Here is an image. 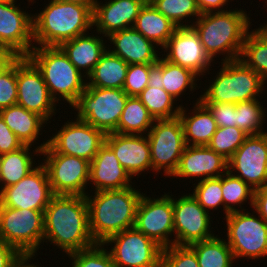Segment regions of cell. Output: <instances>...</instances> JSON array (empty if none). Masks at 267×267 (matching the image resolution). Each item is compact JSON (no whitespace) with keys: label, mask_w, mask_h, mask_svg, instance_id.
I'll return each instance as SVG.
<instances>
[{"label":"cell","mask_w":267,"mask_h":267,"mask_svg":"<svg viewBox=\"0 0 267 267\" xmlns=\"http://www.w3.org/2000/svg\"><path fill=\"white\" fill-rule=\"evenodd\" d=\"M64 252V256L90 248L96 243L89 227L85 196L53 195L44 211L43 245Z\"/></svg>","instance_id":"1"},{"label":"cell","mask_w":267,"mask_h":267,"mask_svg":"<svg viewBox=\"0 0 267 267\" xmlns=\"http://www.w3.org/2000/svg\"><path fill=\"white\" fill-rule=\"evenodd\" d=\"M250 16L245 8L236 7L201 14L191 27L199 35L208 56L216 62L214 58L224 55L221 62H226L240 58L246 36L254 25Z\"/></svg>","instance_id":"2"},{"label":"cell","mask_w":267,"mask_h":267,"mask_svg":"<svg viewBox=\"0 0 267 267\" xmlns=\"http://www.w3.org/2000/svg\"><path fill=\"white\" fill-rule=\"evenodd\" d=\"M140 190L133 185L86 194L89 227L95 243H104L112 235L134 227L137 207L143 195Z\"/></svg>","instance_id":"3"},{"label":"cell","mask_w":267,"mask_h":267,"mask_svg":"<svg viewBox=\"0 0 267 267\" xmlns=\"http://www.w3.org/2000/svg\"><path fill=\"white\" fill-rule=\"evenodd\" d=\"M32 14L34 46H60L63 42L91 32L94 6L48 0Z\"/></svg>","instance_id":"4"},{"label":"cell","mask_w":267,"mask_h":267,"mask_svg":"<svg viewBox=\"0 0 267 267\" xmlns=\"http://www.w3.org/2000/svg\"><path fill=\"white\" fill-rule=\"evenodd\" d=\"M27 57L41 71L50 95L59 107L64 103L67 109L72 107L86 89L87 77L73 65L63 50L59 46H34Z\"/></svg>","instance_id":"5"},{"label":"cell","mask_w":267,"mask_h":267,"mask_svg":"<svg viewBox=\"0 0 267 267\" xmlns=\"http://www.w3.org/2000/svg\"><path fill=\"white\" fill-rule=\"evenodd\" d=\"M221 64V66H220ZM220 67V68H219ZM213 79H208L200 95L202 103H240L252 99H261L267 85L262 77L248 67L241 59L220 62ZM264 91V92H263ZM261 97V98H260Z\"/></svg>","instance_id":"6"},{"label":"cell","mask_w":267,"mask_h":267,"mask_svg":"<svg viewBox=\"0 0 267 267\" xmlns=\"http://www.w3.org/2000/svg\"><path fill=\"white\" fill-rule=\"evenodd\" d=\"M249 210L230 212L224 218L226 226L223 224L222 229H226L225 240L235 260L257 262L267 256V222L255 210Z\"/></svg>","instance_id":"7"},{"label":"cell","mask_w":267,"mask_h":267,"mask_svg":"<svg viewBox=\"0 0 267 267\" xmlns=\"http://www.w3.org/2000/svg\"><path fill=\"white\" fill-rule=\"evenodd\" d=\"M128 97L123 89L86 87L69 113L74 114L72 112L75 110L74 116L78 120L105 134L112 133L118 127Z\"/></svg>","instance_id":"8"},{"label":"cell","mask_w":267,"mask_h":267,"mask_svg":"<svg viewBox=\"0 0 267 267\" xmlns=\"http://www.w3.org/2000/svg\"><path fill=\"white\" fill-rule=\"evenodd\" d=\"M0 239L21 254L37 255L43 249L44 211L0 205Z\"/></svg>","instance_id":"9"},{"label":"cell","mask_w":267,"mask_h":267,"mask_svg":"<svg viewBox=\"0 0 267 267\" xmlns=\"http://www.w3.org/2000/svg\"><path fill=\"white\" fill-rule=\"evenodd\" d=\"M150 145L152 173L171 178L186 148L184 129L179 117L155 120L146 134Z\"/></svg>","instance_id":"10"},{"label":"cell","mask_w":267,"mask_h":267,"mask_svg":"<svg viewBox=\"0 0 267 267\" xmlns=\"http://www.w3.org/2000/svg\"><path fill=\"white\" fill-rule=\"evenodd\" d=\"M75 119L67 120L52 136L41 154H66L80 157L91 162L105 143L106 134L92 125Z\"/></svg>","instance_id":"11"},{"label":"cell","mask_w":267,"mask_h":267,"mask_svg":"<svg viewBox=\"0 0 267 267\" xmlns=\"http://www.w3.org/2000/svg\"><path fill=\"white\" fill-rule=\"evenodd\" d=\"M102 244L110 252L114 267H160L163 248L135 227L112 235Z\"/></svg>","instance_id":"12"},{"label":"cell","mask_w":267,"mask_h":267,"mask_svg":"<svg viewBox=\"0 0 267 267\" xmlns=\"http://www.w3.org/2000/svg\"><path fill=\"white\" fill-rule=\"evenodd\" d=\"M134 227L162 248L172 246L174 244L172 191L165 192L160 197L155 194L151 197L143 193L137 207Z\"/></svg>","instance_id":"13"},{"label":"cell","mask_w":267,"mask_h":267,"mask_svg":"<svg viewBox=\"0 0 267 267\" xmlns=\"http://www.w3.org/2000/svg\"><path fill=\"white\" fill-rule=\"evenodd\" d=\"M17 105L41 116L48 124L61 110L50 95L41 71L28 57L17 58ZM58 109V111H57Z\"/></svg>","instance_id":"14"},{"label":"cell","mask_w":267,"mask_h":267,"mask_svg":"<svg viewBox=\"0 0 267 267\" xmlns=\"http://www.w3.org/2000/svg\"><path fill=\"white\" fill-rule=\"evenodd\" d=\"M41 156L40 162L47 171L53 194L86 196L90 188L89 161L66 154H41Z\"/></svg>","instance_id":"15"},{"label":"cell","mask_w":267,"mask_h":267,"mask_svg":"<svg viewBox=\"0 0 267 267\" xmlns=\"http://www.w3.org/2000/svg\"><path fill=\"white\" fill-rule=\"evenodd\" d=\"M183 194L177 198L173 194L174 244L190 245L214 237L212 214L191 193Z\"/></svg>","instance_id":"16"},{"label":"cell","mask_w":267,"mask_h":267,"mask_svg":"<svg viewBox=\"0 0 267 267\" xmlns=\"http://www.w3.org/2000/svg\"><path fill=\"white\" fill-rule=\"evenodd\" d=\"M161 52L165 60L191 70L200 79L210 74L211 66L217 65L206 53L199 35L192 27H178Z\"/></svg>","instance_id":"17"},{"label":"cell","mask_w":267,"mask_h":267,"mask_svg":"<svg viewBox=\"0 0 267 267\" xmlns=\"http://www.w3.org/2000/svg\"><path fill=\"white\" fill-rule=\"evenodd\" d=\"M228 171L254 190L267 184V132L248 135L228 160Z\"/></svg>","instance_id":"18"},{"label":"cell","mask_w":267,"mask_h":267,"mask_svg":"<svg viewBox=\"0 0 267 267\" xmlns=\"http://www.w3.org/2000/svg\"><path fill=\"white\" fill-rule=\"evenodd\" d=\"M19 1L0 0V46L27 57L34 47L33 13L21 8Z\"/></svg>","instance_id":"19"},{"label":"cell","mask_w":267,"mask_h":267,"mask_svg":"<svg viewBox=\"0 0 267 267\" xmlns=\"http://www.w3.org/2000/svg\"><path fill=\"white\" fill-rule=\"evenodd\" d=\"M53 195L47 171L40 162L18 183L0 190V205L15 209L45 211Z\"/></svg>","instance_id":"20"},{"label":"cell","mask_w":267,"mask_h":267,"mask_svg":"<svg viewBox=\"0 0 267 267\" xmlns=\"http://www.w3.org/2000/svg\"><path fill=\"white\" fill-rule=\"evenodd\" d=\"M228 171V160L206 146L187 145L171 177L190 180L189 183L220 177ZM175 177V178H174ZM188 178V179H187ZM196 178V179H194ZM192 179V180H191ZM194 179V181H193Z\"/></svg>","instance_id":"21"},{"label":"cell","mask_w":267,"mask_h":267,"mask_svg":"<svg viewBox=\"0 0 267 267\" xmlns=\"http://www.w3.org/2000/svg\"><path fill=\"white\" fill-rule=\"evenodd\" d=\"M105 143L115 153L121 166L132 178L152 171L151 152L147 135L108 133Z\"/></svg>","instance_id":"22"},{"label":"cell","mask_w":267,"mask_h":267,"mask_svg":"<svg viewBox=\"0 0 267 267\" xmlns=\"http://www.w3.org/2000/svg\"><path fill=\"white\" fill-rule=\"evenodd\" d=\"M106 38L107 43H110L107 49L129 65L156 64L161 57V48L134 27L115 31Z\"/></svg>","instance_id":"23"},{"label":"cell","mask_w":267,"mask_h":267,"mask_svg":"<svg viewBox=\"0 0 267 267\" xmlns=\"http://www.w3.org/2000/svg\"><path fill=\"white\" fill-rule=\"evenodd\" d=\"M146 2V0H105L103 3L97 0L93 9L94 31L107 37L115 31L133 27L140 9Z\"/></svg>","instance_id":"24"},{"label":"cell","mask_w":267,"mask_h":267,"mask_svg":"<svg viewBox=\"0 0 267 267\" xmlns=\"http://www.w3.org/2000/svg\"><path fill=\"white\" fill-rule=\"evenodd\" d=\"M132 180L112 149L104 143L90 162L89 185L93 186L88 193L124 189L135 184Z\"/></svg>","instance_id":"25"},{"label":"cell","mask_w":267,"mask_h":267,"mask_svg":"<svg viewBox=\"0 0 267 267\" xmlns=\"http://www.w3.org/2000/svg\"><path fill=\"white\" fill-rule=\"evenodd\" d=\"M0 116L23 145H33V147L41 151L47 146L48 138L44 135L45 140L39 136L46 132L50 133L52 129L48 127V123L38 114L30 112L16 104L0 110ZM47 127L49 131L44 130V128L47 129ZM38 139H42V143Z\"/></svg>","instance_id":"26"},{"label":"cell","mask_w":267,"mask_h":267,"mask_svg":"<svg viewBox=\"0 0 267 267\" xmlns=\"http://www.w3.org/2000/svg\"><path fill=\"white\" fill-rule=\"evenodd\" d=\"M104 38L106 36L92 30L91 33L63 42L59 47L73 65L87 77L107 50V40Z\"/></svg>","instance_id":"27"},{"label":"cell","mask_w":267,"mask_h":267,"mask_svg":"<svg viewBox=\"0 0 267 267\" xmlns=\"http://www.w3.org/2000/svg\"><path fill=\"white\" fill-rule=\"evenodd\" d=\"M152 78L157 86L164 89L177 101L185 94H193L196 90L198 92L201 88L199 85H201L202 82V79H199L191 70L172 64L163 57H160L159 61L155 64ZM186 91H188V93H186Z\"/></svg>","instance_id":"28"},{"label":"cell","mask_w":267,"mask_h":267,"mask_svg":"<svg viewBox=\"0 0 267 267\" xmlns=\"http://www.w3.org/2000/svg\"><path fill=\"white\" fill-rule=\"evenodd\" d=\"M195 101H191L193 109L182 105L178 117L183 125L186 145L206 146L216 132L217 125L212 113L200 101V96Z\"/></svg>","instance_id":"29"},{"label":"cell","mask_w":267,"mask_h":267,"mask_svg":"<svg viewBox=\"0 0 267 267\" xmlns=\"http://www.w3.org/2000/svg\"><path fill=\"white\" fill-rule=\"evenodd\" d=\"M32 147L30 145H23L15 151L1 155L0 190L18 183L39 165L41 150ZM35 156L40 159L37 161L38 164L35 161L37 160Z\"/></svg>","instance_id":"30"},{"label":"cell","mask_w":267,"mask_h":267,"mask_svg":"<svg viewBox=\"0 0 267 267\" xmlns=\"http://www.w3.org/2000/svg\"><path fill=\"white\" fill-rule=\"evenodd\" d=\"M133 27L161 49L178 28L176 24L160 13L150 2H146L140 9Z\"/></svg>","instance_id":"31"},{"label":"cell","mask_w":267,"mask_h":267,"mask_svg":"<svg viewBox=\"0 0 267 267\" xmlns=\"http://www.w3.org/2000/svg\"><path fill=\"white\" fill-rule=\"evenodd\" d=\"M129 64L108 49L87 76L86 87L123 89Z\"/></svg>","instance_id":"32"},{"label":"cell","mask_w":267,"mask_h":267,"mask_svg":"<svg viewBox=\"0 0 267 267\" xmlns=\"http://www.w3.org/2000/svg\"><path fill=\"white\" fill-rule=\"evenodd\" d=\"M263 24L248 32L239 59L267 84V23Z\"/></svg>","instance_id":"33"},{"label":"cell","mask_w":267,"mask_h":267,"mask_svg":"<svg viewBox=\"0 0 267 267\" xmlns=\"http://www.w3.org/2000/svg\"><path fill=\"white\" fill-rule=\"evenodd\" d=\"M216 235L189 246L195 251L199 267H233L236 261L224 236ZM224 238V239H223Z\"/></svg>","instance_id":"34"},{"label":"cell","mask_w":267,"mask_h":267,"mask_svg":"<svg viewBox=\"0 0 267 267\" xmlns=\"http://www.w3.org/2000/svg\"><path fill=\"white\" fill-rule=\"evenodd\" d=\"M153 117L138 97L129 96L115 133L146 135L154 123Z\"/></svg>","instance_id":"35"},{"label":"cell","mask_w":267,"mask_h":267,"mask_svg":"<svg viewBox=\"0 0 267 267\" xmlns=\"http://www.w3.org/2000/svg\"><path fill=\"white\" fill-rule=\"evenodd\" d=\"M138 98L148 109L154 120L178 117L183 105L153 81L139 94ZM177 103L180 104L178 105Z\"/></svg>","instance_id":"36"},{"label":"cell","mask_w":267,"mask_h":267,"mask_svg":"<svg viewBox=\"0 0 267 267\" xmlns=\"http://www.w3.org/2000/svg\"><path fill=\"white\" fill-rule=\"evenodd\" d=\"M222 195L223 214L225 213L223 217H226L230 212L246 210L243 206L246 203L253 208L254 189L229 171L222 175Z\"/></svg>","instance_id":"37"},{"label":"cell","mask_w":267,"mask_h":267,"mask_svg":"<svg viewBox=\"0 0 267 267\" xmlns=\"http://www.w3.org/2000/svg\"><path fill=\"white\" fill-rule=\"evenodd\" d=\"M263 102L265 101L252 99L236 103V127L247 135H258L267 132L264 129L267 125V108L263 106Z\"/></svg>","instance_id":"38"},{"label":"cell","mask_w":267,"mask_h":267,"mask_svg":"<svg viewBox=\"0 0 267 267\" xmlns=\"http://www.w3.org/2000/svg\"><path fill=\"white\" fill-rule=\"evenodd\" d=\"M149 2L178 27H191L194 20L201 15L196 0H149Z\"/></svg>","instance_id":"39"},{"label":"cell","mask_w":267,"mask_h":267,"mask_svg":"<svg viewBox=\"0 0 267 267\" xmlns=\"http://www.w3.org/2000/svg\"><path fill=\"white\" fill-rule=\"evenodd\" d=\"M194 189L192 191L193 197L198 203L210 214L213 212H221V206L224 211V202L222 195V176L216 178H207L192 184ZM221 205V206H220ZM213 211V212H211Z\"/></svg>","instance_id":"40"},{"label":"cell","mask_w":267,"mask_h":267,"mask_svg":"<svg viewBox=\"0 0 267 267\" xmlns=\"http://www.w3.org/2000/svg\"><path fill=\"white\" fill-rule=\"evenodd\" d=\"M248 135L237 127H217L207 146L229 160Z\"/></svg>","instance_id":"41"},{"label":"cell","mask_w":267,"mask_h":267,"mask_svg":"<svg viewBox=\"0 0 267 267\" xmlns=\"http://www.w3.org/2000/svg\"><path fill=\"white\" fill-rule=\"evenodd\" d=\"M67 257L70 259L71 267H114L111 254L102 243L70 253Z\"/></svg>","instance_id":"42"},{"label":"cell","mask_w":267,"mask_h":267,"mask_svg":"<svg viewBox=\"0 0 267 267\" xmlns=\"http://www.w3.org/2000/svg\"><path fill=\"white\" fill-rule=\"evenodd\" d=\"M155 64H131L128 66L123 90L128 96L138 97L153 81Z\"/></svg>","instance_id":"43"},{"label":"cell","mask_w":267,"mask_h":267,"mask_svg":"<svg viewBox=\"0 0 267 267\" xmlns=\"http://www.w3.org/2000/svg\"><path fill=\"white\" fill-rule=\"evenodd\" d=\"M160 267H199L195 251L189 245L163 248Z\"/></svg>","instance_id":"44"},{"label":"cell","mask_w":267,"mask_h":267,"mask_svg":"<svg viewBox=\"0 0 267 267\" xmlns=\"http://www.w3.org/2000/svg\"><path fill=\"white\" fill-rule=\"evenodd\" d=\"M17 59L0 73V110L17 104Z\"/></svg>","instance_id":"45"},{"label":"cell","mask_w":267,"mask_h":267,"mask_svg":"<svg viewBox=\"0 0 267 267\" xmlns=\"http://www.w3.org/2000/svg\"><path fill=\"white\" fill-rule=\"evenodd\" d=\"M212 113L217 127H236V107L232 103H203Z\"/></svg>","instance_id":"46"},{"label":"cell","mask_w":267,"mask_h":267,"mask_svg":"<svg viewBox=\"0 0 267 267\" xmlns=\"http://www.w3.org/2000/svg\"><path fill=\"white\" fill-rule=\"evenodd\" d=\"M23 144L0 116V155L15 151Z\"/></svg>","instance_id":"47"},{"label":"cell","mask_w":267,"mask_h":267,"mask_svg":"<svg viewBox=\"0 0 267 267\" xmlns=\"http://www.w3.org/2000/svg\"><path fill=\"white\" fill-rule=\"evenodd\" d=\"M20 255L15 247L0 239V267H11Z\"/></svg>","instance_id":"48"},{"label":"cell","mask_w":267,"mask_h":267,"mask_svg":"<svg viewBox=\"0 0 267 267\" xmlns=\"http://www.w3.org/2000/svg\"><path fill=\"white\" fill-rule=\"evenodd\" d=\"M230 1L234 2V0H196L201 14L229 10L230 8L228 5L230 4Z\"/></svg>","instance_id":"49"},{"label":"cell","mask_w":267,"mask_h":267,"mask_svg":"<svg viewBox=\"0 0 267 267\" xmlns=\"http://www.w3.org/2000/svg\"><path fill=\"white\" fill-rule=\"evenodd\" d=\"M253 210L267 222V184L254 190Z\"/></svg>","instance_id":"50"},{"label":"cell","mask_w":267,"mask_h":267,"mask_svg":"<svg viewBox=\"0 0 267 267\" xmlns=\"http://www.w3.org/2000/svg\"><path fill=\"white\" fill-rule=\"evenodd\" d=\"M17 58L18 56L11 50L0 46V73L7 69Z\"/></svg>","instance_id":"51"},{"label":"cell","mask_w":267,"mask_h":267,"mask_svg":"<svg viewBox=\"0 0 267 267\" xmlns=\"http://www.w3.org/2000/svg\"><path fill=\"white\" fill-rule=\"evenodd\" d=\"M36 257H38V254L37 256L36 254H21L19 258L12 264L11 267H42V266L44 267V265H41V263L39 264V261L33 263Z\"/></svg>","instance_id":"52"},{"label":"cell","mask_w":267,"mask_h":267,"mask_svg":"<svg viewBox=\"0 0 267 267\" xmlns=\"http://www.w3.org/2000/svg\"><path fill=\"white\" fill-rule=\"evenodd\" d=\"M67 3H76L83 6H95L97 0H60Z\"/></svg>","instance_id":"53"},{"label":"cell","mask_w":267,"mask_h":267,"mask_svg":"<svg viewBox=\"0 0 267 267\" xmlns=\"http://www.w3.org/2000/svg\"><path fill=\"white\" fill-rule=\"evenodd\" d=\"M27 1L29 2V3L27 4V5H29V6H30V5L32 6L34 3L36 4V1H35V0H27ZM30 3H31V4H30Z\"/></svg>","instance_id":"54"},{"label":"cell","mask_w":267,"mask_h":267,"mask_svg":"<svg viewBox=\"0 0 267 267\" xmlns=\"http://www.w3.org/2000/svg\"><path fill=\"white\" fill-rule=\"evenodd\" d=\"M266 6H267V0H264V2H263Z\"/></svg>","instance_id":"55"}]
</instances>
